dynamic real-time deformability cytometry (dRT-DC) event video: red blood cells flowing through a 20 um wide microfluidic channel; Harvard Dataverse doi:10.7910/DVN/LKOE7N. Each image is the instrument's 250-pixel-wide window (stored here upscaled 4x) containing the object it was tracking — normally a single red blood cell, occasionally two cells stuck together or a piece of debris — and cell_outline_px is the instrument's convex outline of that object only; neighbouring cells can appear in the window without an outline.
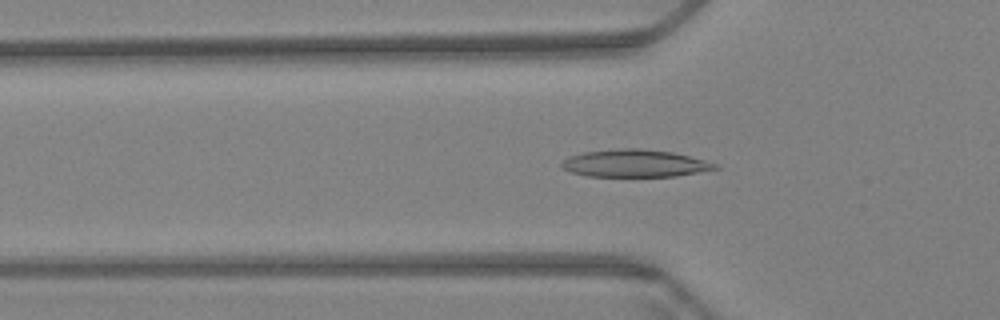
{"species": "Egyptian fruit bat (a non-hibernating species)", "species_latin": "Rousettus aegyptiacus", "temperature_condition": "warm", "stored_images_in_passage": 60, "camera_frame_rate_fps": 3000, "um_per_image_px": 0.085, "animal": {"sex": "female"}, "frame": {"image": 1, "passage_image": 20, "time_ms": 6.333, "image_size_px": [1000, 320], "cell_outline_px": [[720, 168], [676, 176], [588, 176], [572, 172], [564, 168], [560, 164], [568, 156], [584, 152], [624, 148], [640, 148], [672, 152], [704, 160], [716, 164]], "centroid_in_image_um": [53.95, 13.88], "position_along_channel_um": 71.8, "area_um2": 24.22}}
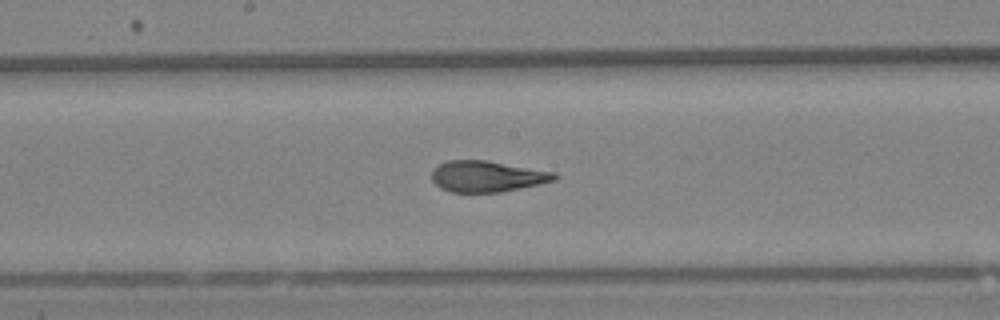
{"frame": {"image": 2, "passage_image": 32, "time_ms": 10.333, "image_size_px": [1000, 320], "cell_outline_px": [[560, 176], [556, 180], [540, 184], [500, 192], [448, 192], [440, 188], [432, 180], [432, 172], [440, 164], [448, 160], [484, 160], [556, 172]], "centroid_in_image_um": [41.43, 15.0], "position_along_channel_um": 206.8, "area_um2": 22.2}}
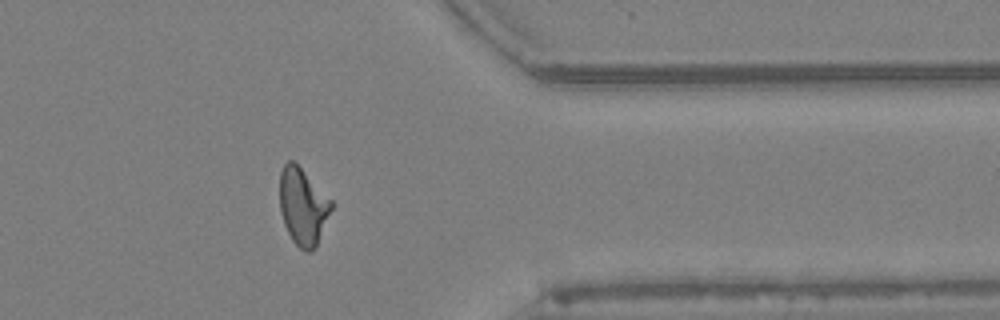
{"frame": {"image": 3, "passage_image": 49, "time_ms": 16.0, "image_size_px": [1000, 320], "cell_outline_px": [[332, 208], [316, 248], [312, 252], [304, 252], [292, 240], [284, 224], [280, 212], [280, 172], [284, 164], [288, 160], [296, 160], [332, 200]], "centroid_in_image_um": [25.75, 17.52], "position_along_channel_um": 385.7, "area_um2": 23.58}, "authors_computed_cell_mechanics": {"area_um2": 23.2356, "velocity_mm_per_s": 3.3772, "shape_relaxation_time_tau1_ms": 8.1676, "shape_relaxation_time_tau2_ms": 1.4595, "deformation_change_tau1": 0.2433, "deformation_change_tau2": 0.0754}}